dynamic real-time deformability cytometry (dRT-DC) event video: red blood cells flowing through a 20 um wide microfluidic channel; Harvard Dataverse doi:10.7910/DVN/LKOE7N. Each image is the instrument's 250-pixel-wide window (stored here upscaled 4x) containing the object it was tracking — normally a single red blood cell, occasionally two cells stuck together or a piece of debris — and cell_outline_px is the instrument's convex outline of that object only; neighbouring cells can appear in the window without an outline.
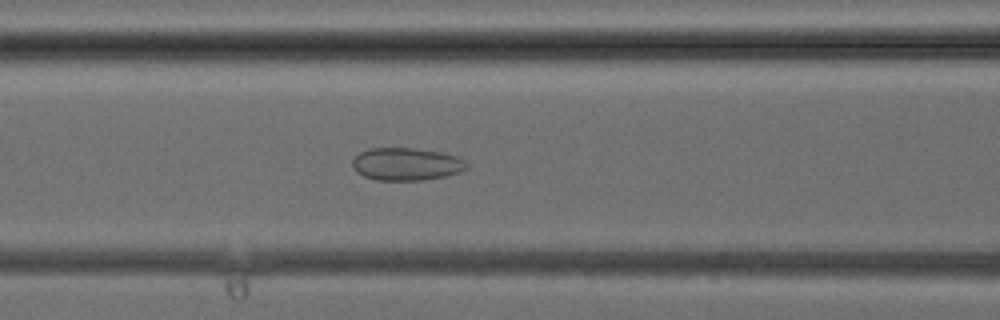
{"species": "common noctule bat (a hibernating species)", "species_latin": "Nyctalus noctula", "temperature_condition": "cold", "stored_images_in_passage": 37, "camera_frame_rate_fps": 3000, "um_per_image_px": 0.085, "animal": {"sex": "female", "body_mass_g": 24.6, "forearm_length_mm": 56.2}, "frame": {"image": 1, "passage_image": 15, "time_ms": 4.667, "image_size_px": [1000, 320], "cell_outline_px": [[468, 168], [460, 172], [444, 176], [420, 180], [376, 180], [364, 176], [356, 172], [352, 168], [352, 160], [360, 152], [368, 148], [412, 148], [440, 152], [456, 156], [464, 160], [468, 164]], "centroid_in_image_um": [34.52, 13.95], "position_along_channel_um": 132.1, "area_um2": 21.73}}
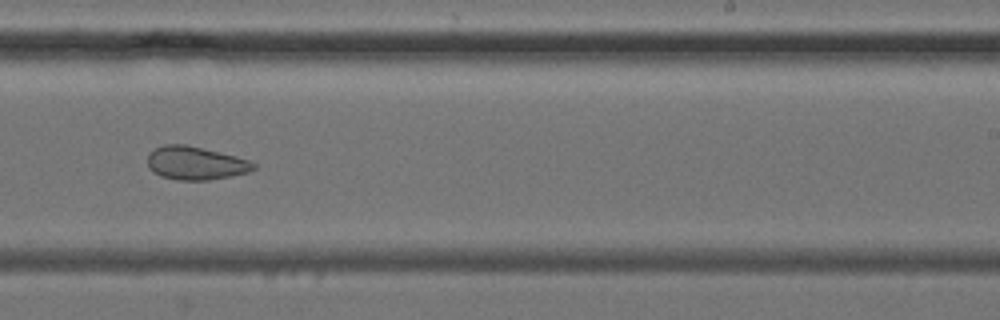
{"frame": {"image": 2, "passage_image": 23, "time_ms": 7.333, "image_size_px": [1000, 320], "cell_outline_px": [[256, 168], [248, 172], [232, 176], [208, 180], [176, 180], [160, 176], [152, 172], [148, 168], [148, 156], [156, 148], [164, 144], [184, 144], [236, 156], [248, 160], [256, 164]], "centroid_in_image_um": [16.61, 13.88], "position_along_channel_um": 272.4, "area_um2": 20.52}}
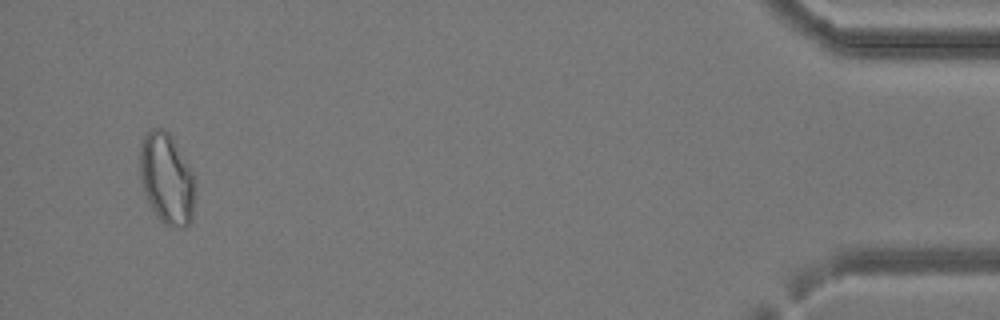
{"frame": {"image": 3, "passage_image": 36, "time_ms": 11.667, "image_size_px": [1000, 320], "cell_outline_px": [[196, 188], [192, 220], [184, 228], [164, 224], [156, 216], [144, 192], [140, 180], [140, 144], [144, 136], [152, 128], [164, 128], [172, 136], [196, 176]], "centroid_in_image_um": [14.2, 15.18], "position_along_channel_um": 421.0, "area_um2": 29.82}}